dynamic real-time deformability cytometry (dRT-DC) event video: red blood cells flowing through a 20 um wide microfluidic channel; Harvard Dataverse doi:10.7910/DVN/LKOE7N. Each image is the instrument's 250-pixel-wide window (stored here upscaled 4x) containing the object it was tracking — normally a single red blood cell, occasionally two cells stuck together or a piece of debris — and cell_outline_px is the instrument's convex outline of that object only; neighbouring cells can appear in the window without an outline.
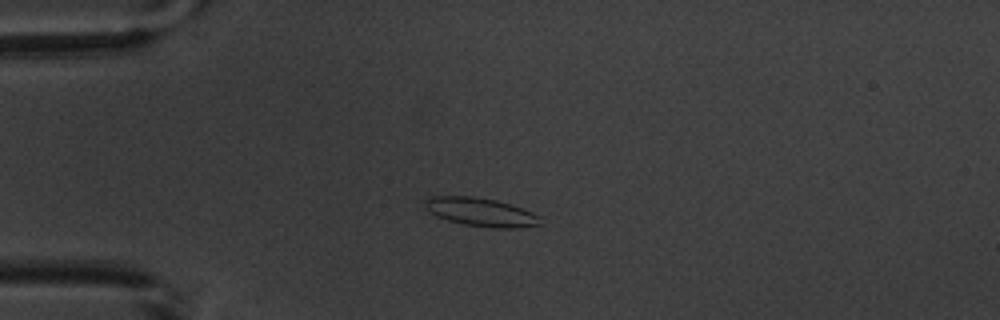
{"species": "common noctule bat (a hibernating species)", "species_latin": "Nyctalus noctula", "temperature_condition": "warm", "stored_images_in_passage": 2, "camera_frame_rate_fps": 3000, "um_per_image_px": 0.085, "animal": {"sex": "male", "body_mass_g": 20.1, "forearm_length_mm": 53.5}, "frame": {"image": 1, "passage_image": 2, "time_ms": 1.333, "image_size_px": [1000, 320], "cell_outline_px": [[540, 224], [516, 228], [492, 228], [464, 224], [448, 220], [436, 216], [428, 212], [424, 208], [424, 200], [428, 196], [472, 196], [496, 200], [532, 212], [540, 216]], "centroid_in_image_um": [40.8, 18.02], "position_along_channel_um": 44.2, "area_um2": 19.13}}